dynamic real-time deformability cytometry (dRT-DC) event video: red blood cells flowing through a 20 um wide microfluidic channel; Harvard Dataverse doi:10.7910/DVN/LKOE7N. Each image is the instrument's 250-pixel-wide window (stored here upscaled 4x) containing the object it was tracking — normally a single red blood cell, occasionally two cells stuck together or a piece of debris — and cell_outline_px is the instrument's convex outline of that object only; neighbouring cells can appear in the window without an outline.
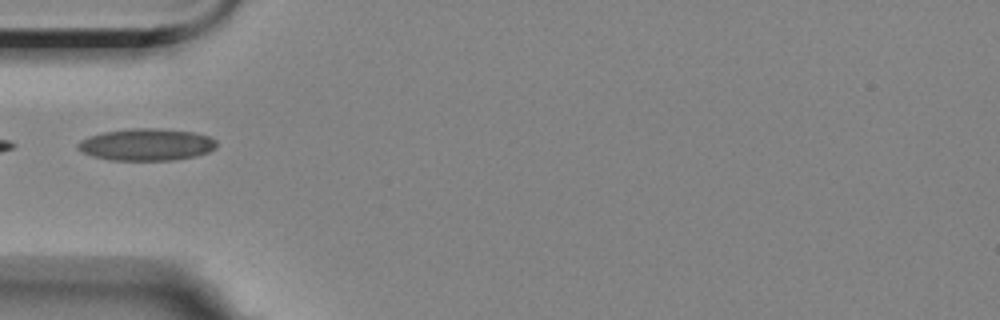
{"species": "Egyptian fruit bat (a non-hibernating species)", "species_latin": "Rousettus aegyptiacus", "temperature_condition": "room temperature", "stored_images_in_passage": 8, "camera_frame_rate_fps": 3000, "um_per_image_px": 0.085, "animal": {"sex": "female"}, "frame": {"image": 1, "passage_image": 3, "time_ms": 2.333, "image_size_px": [1000, 320], "cell_outline_px": [[216, 148], [208, 152], [196, 156], [172, 160], [108, 160], [92, 156], [80, 152], [76, 148], [76, 144], [80, 140], [88, 136], [104, 132], [128, 128], [156, 128], [196, 132], [208, 136], [216, 140]], "centroid_in_image_um": [12.42, 12.29], "position_along_channel_um": 72.6, "area_um2": 26.18}}
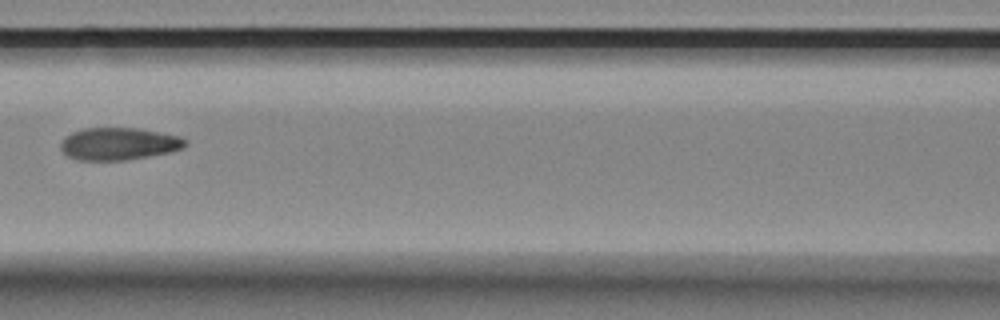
{"frame": {"image": 2, "passage_image": 5, "time_ms": 4.667, "image_size_px": [1000, 320], "cell_outline_px": [[188, 144], [184, 148], [168, 152], [124, 160], [80, 160], [68, 156], [60, 148], [60, 144], [64, 136], [72, 132], [84, 128], [140, 128], [180, 136], [188, 140]], "centroid_in_image_um": [10.1, 12.21], "position_along_channel_um": 156.5, "area_um2": 23.52}}
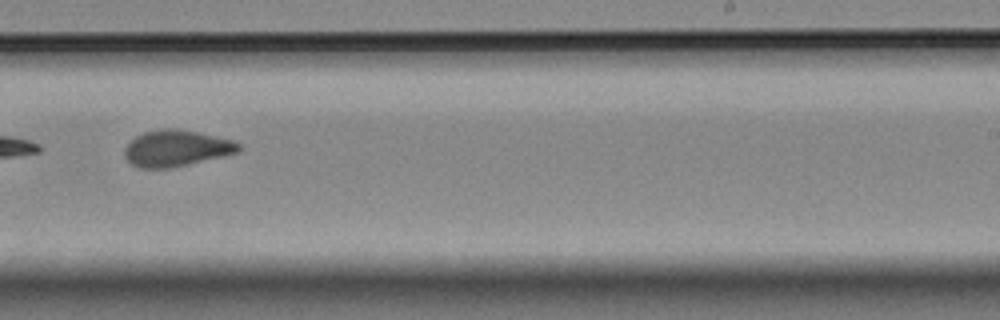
{"frame": {"image": 3, "passage_image": 8, "time_ms": 8.0, "image_size_px": [1000, 320], "cell_outline_px": [[240, 148], [236, 152], [224, 156], [188, 164], [168, 168], [140, 168], [132, 164], [124, 156], [124, 148], [136, 136], [144, 132], [164, 128], [176, 128], [236, 140], [240, 144]], "centroid_in_image_um": [14.99, 12.6], "position_along_channel_um": 274.0, "area_um2": 23.99}}